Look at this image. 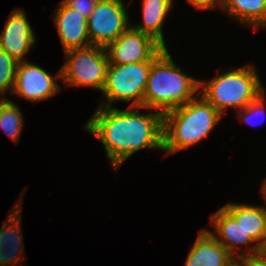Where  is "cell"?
<instances>
[{"mask_svg": "<svg viewBox=\"0 0 266 266\" xmlns=\"http://www.w3.org/2000/svg\"><path fill=\"white\" fill-rule=\"evenodd\" d=\"M139 109L98 106L86 123L85 129L103 144L116 170L142 149L163 151V114L156 110L141 114Z\"/></svg>", "mask_w": 266, "mask_h": 266, "instance_id": "obj_1", "label": "cell"}, {"mask_svg": "<svg viewBox=\"0 0 266 266\" xmlns=\"http://www.w3.org/2000/svg\"><path fill=\"white\" fill-rule=\"evenodd\" d=\"M199 88L200 79L188 76L174 62L167 48L151 65L143 109L165 114L195 98Z\"/></svg>", "mask_w": 266, "mask_h": 266, "instance_id": "obj_2", "label": "cell"}, {"mask_svg": "<svg viewBox=\"0 0 266 266\" xmlns=\"http://www.w3.org/2000/svg\"><path fill=\"white\" fill-rule=\"evenodd\" d=\"M222 118L201 94L163 114V151L175 154L208 137Z\"/></svg>", "mask_w": 266, "mask_h": 266, "instance_id": "obj_3", "label": "cell"}, {"mask_svg": "<svg viewBox=\"0 0 266 266\" xmlns=\"http://www.w3.org/2000/svg\"><path fill=\"white\" fill-rule=\"evenodd\" d=\"M254 65H245L214 76L208 82L200 80L201 94L220 114L228 107L237 111L255 101L263 92L261 80Z\"/></svg>", "mask_w": 266, "mask_h": 266, "instance_id": "obj_4", "label": "cell"}, {"mask_svg": "<svg viewBox=\"0 0 266 266\" xmlns=\"http://www.w3.org/2000/svg\"><path fill=\"white\" fill-rule=\"evenodd\" d=\"M154 61L131 64H109L102 89L106 100L98 106L112 107L118 101L130 102L131 107L143 108L148 74Z\"/></svg>", "mask_w": 266, "mask_h": 266, "instance_id": "obj_5", "label": "cell"}, {"mask_svg": "<svg viewBox=\"0 0 266 266\" xmlns=\"http://www.w3.org/2000/svg\"><path fill=\"white\" fill-rule=\"evenodd\" d=\"M64 53L66 59L61 67L64 84L67 87L87 86L102 91L109 66L105 48L90 45Z\"/></svg>", "mask_w": 266, "mask_h": 266, "instance_id": "obj_6", "label": "cell"}, {"mask_svg": "<svg viewBox=\"0 0 266 266\" xmlns=\"http://www.w3.org/2000/svg\"><path fill=\"white\" fill-rule=\"evenodd\" d=\"M123 0H99L87 19L91 45L106 48L132 24Z\"/></svg>", "mask_w": 266, "mask_h": 266, "instance_id": "obj_7", "label": "cell"}, {"mask_svg": "<svg viewBox=\"0 0 266 266\" xmlns=\"http://www.w3.org/2000/svg\"><path fill=\"white\" fill-rule=\"evenodd\" d=\"M109 64L155 61L166 49L147 34L130 26L106 48Z\"/></svg>", "mask_w": 266, "mask_h": 266, "instance_id": "obj_8", "label": "cell"}, {"mask_svg": "<svg viewBox=\"0 0 266 266\" xmlns=\"http://www.w3.org/2000/svg\"><path fill=\"white\" fill-rule=\"evenodd\" d=\"M61 69L52 76L40 66L30 63L28 60L18 62L16 68L15 86L12 94L33 102L47 100L61 92Z\"/></svg>", "mask_w": 266, "mask_h": 266, "instance_id": "obj_9", "label": "cell"}, {"mask_svg": "<svg viewBox=\"0 0 266 266\" xmlns=\"http://www.w3.org/2000/svg\"><path fill=\"white\" fill-rule=\"evenodd\" d=\"M211 226L214 227V232L209 233L223 245L237 260L245 257L261 255L262 248L252 239L249 234H246L240 222L222 206L218 211L212 213ZM255 245H254V244ZM251 244H253L251 246ZM246 245V251L240 252L238 249ZM250 245V247H248Z\"/></svg>", "mask_w": 266, "mask_h": 266, "instance_id": "obj_10", "label": "cell"}, {"mask_svg": "<svg viewBox=\"0 0 266 266\" xmlns=\"http://www.w3.org/2000/svg\"><path fill=\"white\" fill-rule=\"evenodd\" d=\"M35 43L36 36L27 20L26 12L21 8H15L9 14L0 34V48L21 62L26 61L25 55Z\"/></svg>", "mask_w": 266, "mask_h": 266, "instance_id": "obj_11", "label": "cell"}, {"mask_svg": "<svg viewBox=\"0 0 266 266\" xmlns=\"http://www.w3.org/2000/svg\"><path fill=\"white\" fill-rule=\"evenodd\" d=\"M53 20L64 51L91 45L87 18L68 7L62 0L55 9Z\"/></svg>", "mask_w": 266, "mask_h": 266, "instance_id": "obj_12", "label": "cell"}, {"mask_svg": "<svg viewBox=\"0 0 266 266\" xmlns=\"http://www.w3.org/2000/svg\"><path fill=\"white\" fill-rule=\"evenodd\" d=\"M16 203L0 228V266H18L21 260H24L25 245L21 228L23 203L18 201Z\"/></svg>", "mask_w": 266, "mask_h": 266, "instance_id": "obj_13", "label": "cell"}, {"mask_svg": "<svg viewBox=\"0 0 266 266\" xmlns=\"http://www.w3.org/2000/svg\"><path fill=\"white\" fill-rule=\"evenodd\" d=\"M238 260L206 229L198 232L185 266H237Z\"/></svg>", "mask_w": 266, "mask_h": 266, "instance_id": "obj_14", "label": "cell"}, {"mask_svg": "<svg viewBox=\"0 0 266 266\" xmlns=\"http://www.w3.org/2000/svg\"><path fill=\"white\" fill-rule=\"evenodd\" d=\"M223 207L237 222H240L245 233L262 248L266 243V206L231 202Z\"/></svg>", "mask_w": 266, "mask_h": 266, "instance_id": "obj_15", "label": "cell"}, {"mask_svg": "<svg viewBox=\"0 0 266 266\" xmlns=\"http://www.w3.org/2000/svg\"><path fill=\"white\" fill-rule=\"evenodd\" d=\"M173 8V0H143V21L131 25L135 30L147 34L167 49L163 34L164 19Z\"/></svg>", "mask_w": 266, "mask_h": 266, "instance_id": "obj_16", "label": "cell"}, {"mask_svg": "<svg viewBox=\"0 0 266 266\" xmlns=\"http://www.w3.org/2000/svg\"><path fill=\"white\" fill-rule=\"evenodd\" d=\"M222 9L253 30L266 28V0H223Z\"/></svg>", "mask_w": 266, "mask_h": 266, "instance_id": "obj_17", "label": "cell"}, {"mask_svg": "<svg viewBox=\"0 0 266 266\" xmlns=\"http://www.w3.org/2000/svg\"><path fill=\"white\" fill-rule=\"evenodd\" d=\"M24 118L14 101L4 98L0 102V130H3L15 144L24 128Z\"/></svg>", "mask_w": 266, "mask_h": 266, "instance_id": "obj_18", "label": "cell"}, {"mask_svg": "<svg viewBox=\"0 0 266 266\" xmlns=\"http://www.w3.org/2000/svg\"><path fill=\"white\" fill-rule=\"evenodd\" d=\"M18 61L0 48V97L9 90L12 94L15 86Z\"/></svg>", "mask_w": 266, "mask_h": 266, "instance_id": "obj_19", "label": "cell"}, {"mask_svg": "<svg viewBox=\"0 0 266 266\" xmlns=\"http://www.w3.org/2000/svg\"><path fill=\"white\" fill-rule=\"evenodd\" d=\"M265 92H263L255 101L251 102L248 104L246 107L243 109H240L237 111L238 113V118L242 122H247L251 125H260L261 122H264V120H260L259 122L257 121L261 117L260 115L266 116L265 114ZM254 118L257 120L254 121ZM261 119V118H260Z\"/></svg>", "mask_w": 266, "mask_h": 266, "instance_id": "obj_20", "label": "cell"}, {"mask_svg": "<svg viewBox=\"0 0 266 266\" xmlns=\"http://www.w3.org/2000/svg\"><path fill=\"white\" fill-rule=\"evenodd\" d=\"M68 7L88 19L99 0H62Z\"/></svg>", "mask_w": 266, "mask_h": 266, "instance_id": "obj_21", "label": "cell"}, {"mask_svg": "<svg viewBox=\"0 0 266 266\" xmlns=\"http://www.w3.org/2000/svg\"><path fill=\"white\" fill-rule=\"evenodd\" d=\"M186 2L201 11L217 9V6L220 8L223 5V0H186Z\"/></svg>", "mask_w": 266, "mask_h": 266, "instance_id": "obj_22", "label": "cell"}, {"mask_svg": "<svg viewBox=\"0 0 266 266\" xmlns=\"http://www.w3.org/2000/svg\"><path fill=\"white\" fill-rule=\"evenodd\" d=\"M238 266H266V259L262 255L245 257L238 260Z\"/></svg>", "mask_w": 266, "mask_h": 266, "instance_id": "obj_23", "label": "cell"}, {"mask_svg": "<svg viewBox=\"0 0 266 266\" xmlns=\"http://www.w3.org/2000/svg\"><path fill=\"white\" fill-rule=\"evenodd\" d=\"M261 193L263 195V199L266 202V179L262 182V188H261Z\"/></svg>", "mask_w": 266, "mask_h": 266, "instance_id": "obj_24", "label": "cell"}, {"mask_svg": "<svg viewBox=\"0 0 266 266\" xmlns=\"http://www.w3.org/2000/svg\"><path fill=\"white\" fill-rule=\"evenodd\" d=\"M261 255L266 259V243H265L264 246L262 247Z\"/></svg>", "mask_w": 266, "mask_h": 266, "instance_id": "obj_25", "label": "cell"}]
</instances>
